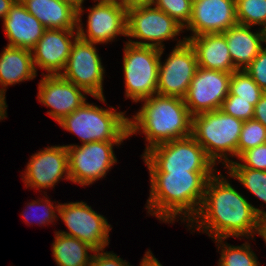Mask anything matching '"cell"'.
Instances as JSON below:
<instances>
[{
  "label": "cell",
  "instance_id": "11",
  "mask_svg": "<svg viewBox=\"0 0 266 266\" xmlns=\"http://www.w3.org/2000/svg\"><path fill=\"white\" fill-rule=\"evenodd\" d=\"M58 214L69 231L60 230L58 233L75 237L95 251L105 250L109 245L111 225L87 203L81 201L60 204Z\"/></svg>",
  "mask_w": 266,
  "mask_h": 266
},
{
  "label": "cell",
  "instance_id": "7",
  "mask_svg": "<svg viewBox=\"0 0 266 266\" xmlns=\"http://www.w3.org/2000/svg\"><path fill=\"white\" fill-rule=\"evenodd\" d=\"M123 73L125 80V99L133 102L157 94L160 57L164 48L138 46L125 43Z\"/></svg>",
  "mask_w": 266,
  "mask_h": 266
},
{
  "label": "cell",
  "instance_id": "36",
  "mask_svg": "<svg viewBox=\"0 0 266 266\" xmlns=\"http://www.w3.org/2000/svg\"><path fill=\"white\" fill-rule=\"evenodd\" d=\"M253 119L259 121L266 128V92L254 106Z\"/></svg>",
  "mask_w": 266,
  "mask_h": 266
},
{
  "label": "cell",
  "instance_id": "20",
  "mask_svg": "<svg viewBox=\"0 0 266 266\" xmlns=\"http://www.w3.org/2000/svg\"><path fill=\"white\" fill-rule=\"evenodd\" d=\"M185 38L195 51L198 67L227 73H232L237 70L231 60L226 37L223 33L204 34Z\"/></svg>",
  "mask_w": 266,
  "mask_h": 266
},
{
  "label": "cell",
  "instance_id": "34",
  "mask_svg": "<svg viewBox=\"0 0 266 266\" xmlns=\"http://www.w3.org/2000/svg\"><path fill=\"white\" fill-rule=\"evenodd\" d=\"M244 70L266 92V47L260 51Z\"/></svg>",
  "mask_w": 266,
  "mask_h": 266
},
{
  "label": "cell",
  "instance_id": "44",
  "mask_svg": "<svg viewBox=\"0 0 266 266\" xmlns=\"http://www.w3.org/2000/svg\"><path fill=\"white\" fill-rule=\"evenodd\" d=\"M262 30L264 35V43L266 44V26Z\"/></svg>",
  "mask_w": 266,
  "mask_h": 266
},
{
  "label": "cell",
  "instance_id": "31",
  "mask_svg": "<svg viewBox=\"0 0 266 266\" xmlns=\"http://www.w3.org/2000/svg\"><path fill=\"white\" fill-rule=\"evenodd\" d=\"M154 6L172 17L184 29L191 20L193 3L190 0H156Z\"/></svg>",
  "mask_w": 266,
  "mask_h": 266
},
{
  "label": "cell",
  "instance_id": "38",
  "mask_svg": "<svg viewBox=\"0 0 266 266\" xmlns=\"http://www.w3.org/2000/svg\"><path fill=\"white\" fill-rule=\"evenodd\" d=\"M156 0H124L122 3L127 9L139 6H153Z\"/></svg>",
  "mask_w": 266,
  "mask_h": 266
},
{
  "label": "cell",
  "instance_id": "21",
  "mask_svg": "<svg viewBox=\"0 0 266 266\" xmlns=\"http://www.w3.org/2000/svg\"><path fill=\"white\" fill-rule=\"evenodd\" d=\"M231 60L237 70H244L264 48L263 30L251 31V26L237 24L223 32Z\"/></svg>",
  "mask_w": 266,
  "mask_h": 266
},
{
  "label": "cell",
  "instance_id": "22",
  "mask_svg": "<svg viewBox=\"0 0 266 266\" xmlns=\"http://www.w3.org/2000/svg\"><path fill=\"white\" fill-rule=\"evenodd\" d=\"M46 29L77 30V8L64 0H20Z\"/></svg>",
  "mask_w": 266,
  "mask_h": 266
},
{
  "label": "cell",
  "instance_id": "6",
  "mask_svg": "<svg viewBox=\"0 0 266 266\" xmlns=\"http://www.w3.org/2000/svg\"><path fill=\"white\" fill-rule=\"evenodd\" d=\"M149 172H216L215 163L192 137L155 145L142 154Z\"/></svg>",
  "mask_w": 266,
  "mask_h": 266
},
{
  "label": "cell",
  "instance_id": "15",
  "mask_svg": "<svg viewBox=\"0 0 266 266\" xmlns=\"http://www.w3.org/2000/svg\"><path fill=\"white\" fill-rule=\"evenodd\" d=\"M22 181L26 188H54L63 179L70 180L68 150L65 145L47 146L28 161Z\"/></svg>",
  "mask_w": 266,
  "mask_h": 266
},
{
  "label": "cell",
  "instance_id": "2",
  "mask_svg": "<svg viewBox=\"0 0 266 266\" xmlns=\"http://www.w3.org/2000/svg\"><path fill=\"white\" fill-rule=\"evenodd\" d=\"M215 173L149 172L147 212L164 223H174L180 216L181 221L189 224L199 212L207 180Z\"/></svg>",
  "mask_w": 266,
  "mask_h": 266
},
{
  "label": "cell",
  "instance_id": "23",
  "mask_svg": "<svg viewBox=\"0 0 266 266\" xmlns=\"http://www.w3.org/2000/svg\"><path fill=\"white\" fill-rule=\"evenodd\" d=\"M37 76L32 52L19 47L6 46L0 54V90L6 94V87L29 81Z\"/></svg>",
  "mask_w": 266,
  "mask_h": 266
},
{
  "label": "cell",
  "instance_id": "12",
  "mask_svg": "<svg viewBox=\"0 0 266 266\" xmlns=\"http://www.w3.org/2000/svg\"><path fill=\"white\" fill-rule=\"evenodd\" d=\"M171 51L165 62L160 57L157 94L184 99L198 69L196 54L185 37Z\"/></svg>",
  "mask_w": 266,
  "mask_h": 266
},
{
  "label": "cell",
  "instance_id": "42",
  "mask_svg": "<svg viewBox=\"0 0 266 266\" xmlns=\"http://www.w3.org/2000/svg\"><path fill=\"white\" fill-rule=\"evenodd\" d=\"M260 236L263 238L266 244V219L262 221V228H261Z\"/></svg>",
  "mask_w": 266,
  "mask_h": 266
},
{
  "label": "cell",
  "instance_id": "35",
  "mask_svg": "<svg viewBox=\"0 0 266 266\" xmlns=\"http://www.w3.org/2000/svg\"><path fill=\"white\" fill-rule=\"evenodd\" d=\"M89 266H131L129 262L121 259L115 253L95 251Z\"/></svg>",
  "mask_w": 266,
  "mask_h": 266
},
{
  "label": "cell",
  "instance_id": "43",
  "mask_svg": "<svg viewBox=\"0 0 266 266\" xmlns=\"http://www.w3.org/2000/svg\"><path fill=\"white\" fill-rule=\"evenodd\" d=\"M95 1H108V2H123L124 0H93Z\"/></svg>",
  "mask_w": 266,
  "mask_h": 266
},
{
  "label": "cell",
  "instance_id": "14",
  "mask_svg": "<svg viewBox=\"0 0 266 266\" xmlns=\"http://www.w3.org/2000/svg\"><path fill=\"white\" fill-rule=\"evenodd\" d=\"M231 73L198 67L184 102L190 114L215 111L229 94Z\"/></svg>",
  "mask_w": 266,
  "mask_h": 266
},
{
  "label": "cell",
  "instance_id": "25",
  "mask_svg": "<svg viewBox=\"0 0 266 266\" xmlns=\"http://www.w3.org/2000/svg\"><path fill=\"white\" fill-rule=\"evenodd\" d=\"M224 240L225 238L214 239L218 250H221L218 266H259L258 257L248 241L240 246H233Z\"/></svg>",
  "mask_w": 266,
  "mask_h": 266
},
{
  "label": "cell",
  "instance_id": "18",
  "mask_svg": "<svg viewBox=\"0 0 266 266\" xmlns=\"http://www.w3.org/2000/svg\"><path fill=\"white\" fill-rule=\"evenodd\" d=\"M77 37V30L46 29L31 50L36 72L39 67L47 71L46 75H60Z\"/></svg>",
  "mask_w": 266,
  "mask_h": 266
},
{
  "label": "cell",
  "instance_id": "40",
  "mask_svg": "<svg viewBox=\"0 0 266 266\" xmlns=\"http://www.w3.org/2000/svg\"><path fill=\"white\" fill-rule=\"evenodd\" d=\"M6 94L0 90V120L7 118Z\"/></svg>",
  "mask_w": 266,
  "mask_h": 266
},
{
  "label": "cell",
  "instance_id": "24",
  "mask_svg": "<svg viewBox=\"0 0 266 266\" xmlns=\"http://www.w3.org/2000/svg\"><path fill=\"white\" fill-rule=\"evenodd\" d=\"M52 256L57 266H89L95 250L81 240L55 231Z\"/></svg>",
  "mask_w": 266,
  "mask_h": 266
},
{
  "label": "cell",
  "instance_id": "32",
  "mask_svg": "<svg viewBox=\"0 0 266 266\" xmlns=\"http://www.w3.org/2000/svg\"><path fill=\"white\" fill-rule=\"evenodd\" d=\"M224 113L243 121L253 119L254 106L252 101L238 99V96L228 94L222 102L221 108Z\"/></svg>",
  "mask_w": 266,
  "mask_h": 266
},
{
  "label": "cell",
  "instance_id": "9",
  "mask_svg": "<svg viewBox=\"0 0 266 266\" xmlns=\"http://www.w3.org/2000/svg\"><path fill=\"white\" fill-rule=\"evenodd\" d=\"M184 28L164 11L153 6L127 9V36L141 41L128 43L138 46L164 48L163 41L173 40Z\"/></svg>",
  "mask_w": 266,
  "mask_h": 266
},
{
  "label": "cell",
  "instance_id": "10",
  "mask_svg": "<svg viewBox=\"0 0 266 266\" xmlns=\"http://www.w3.org/2000/svg\"><path fill=\"white\" fill-rule=\"evenodd\" d=\"M95 46V43L77 37L60 76L84 89L88 95L105 103L103 95L105 68Z\"/></svg>",
  "mask_w": 266,
  "mask_h": 266
},
{
  "label": "cell",
  "instance_id": "39",
  "mask_svg": "<svg viewBox=\"0 0 266 266\" xmlns=\"http://www.w3.org/2000/svg\"><path fill=\"white\" fill-rule=\"evenodd\" d=\"M16 0H0V18L3 20Z\"/></svg>",
  "mask_w": 266,
  "mask_h": 266
},
{
  "label": "cell",
  "instance_id": "27",
  "mask_svg": "<svg viewBox=\"0 0 266 266\" xmlns=\"http://www.w3.org/2000/svg\"><path fill=\"white\" fill-rule=\"evenodd\" d=\"M264 91L257 85L246 70H236L231 73L229 94L238 96V99L252 101L255 106Z\"/></svg>",
  "mask_w": 266,
  "mask_h": 266
},
{
  "label": "cell",
  "instance_id": "37",
  "mask_svg": "<svg viewBox=\"0 0 266 266\" xmlns=\"http://www.w3.org/2000/svg\"><path fill=\"white\" fill-rule=\"evenodd\" d=\"M140 266H162V264L154 257L152 252L148 249L144 257L141 259Z\"/></svg>",
  "mask_w": 266,
  "mask_h": 266
},
{
  "label": "cell",
  "instance_id": "17",
  "mask_svg": "<svg viewBox=\"0 0 266 266\" xmlns=\"http://www.w3.org/2000/svg\"><path fill=\"white\" fill-rule=\"evenodd\" d=\"M238 24L235 0H199L193 3L192 16L185 30L189 37L223 33Z\"/></svg>",
  "mask_w": 266,
  "mask_h": 266
},
{
  "label": "cell",
  "instance_id": "30",
  "mask_svg": "<svg viewBox=\"0 0 266 266\" xmlns=\"http://www.w3.org/2000/svg\"><path fill=\"white\" fill-rule=\"evenodd\" d=\"M46 199L44 197L43 200H33L32 202L27 204V208L25 209V212L22 214L23 219L26 221V223H33L31 220H35L39 226L44 225V224H49V223H54V221H57L56 218H58L59 214H56L58 212L60 203L57 205H54L51 200L47 198V194H45ZM52 202V203H51ZM41 208V212L39 213ZM56 210V212H55ZM32 211H36L31 215ZM31 216V217H30ZM31 219H30V218ZM37 218V219H36ZM30 220V221H29ZM29 221V222H28Z\"/></svg>",
  "mask_w": 266,
  "mask_h": 266
},
{
  "label": "cell",
  "instance_id": "45",
  "mask_svg": "<svg viewBox=\"0 0 266 266\" xmlns=\"http://www.w3.org/2000/svg\"><path fill=\"white\" fill-rule=\"evenodd\" d=\"M192 3H194V2H197V1H199V0H190Z\"/></svg>",
  "mask_w": 266,
  "mask_h": 266
},
{
  "label": "cell",
  "instance_id": "28",
  "mask_svg": "<svg viewBox=\"0 0 266 266\" xmlns=\"http://www.w3.org/2000/svg\"><path fill=\"white\" fill-rule=\"evenodd\" d=\"M238 24L266 26V0H235ZM263 26V27H262Z\"/></svg>",
  "mask_w": 266,
  "mask_h": 266
},
{
  "label": "cell",
  "instance_id": "19",
  "mask_svg": "<svg viewBox=\"0 0 266 266\" xmlns=\"http://www.w3.org/2000/svg\"><path fill=\"white\" fill-rule=\"evenodd\" d=\"M3 30L9 42L7 46L32 50L43 36L46 28L25 8L20 0H16L2 20Z\"/></svg>",
  "mask_w": 266,
  "mask_h": 266
},
{
  "label": "cell",
  "instance_id": "16",
  "mask_svg": "<svg viewBox=\"0 0 266 266\" xmlns=\"http://www.w3.org/2000/svg\"><path fill=\"white\" fill-rule=\"evenodd\" d=\"M41 75L43 78L38 83L37 99L46 107L51 108L47 114L56 122L86 102L85 95L88 93L84 89L65 80L60 75H46L44 73Z\"/></svg>",
  "mask_w": 266,
  "mask_h": 266
},
{
  "label": "cell",
  "instance_id": "8",
  "mask_svg": "<svg viewBox=\"0 0 266 266\" xmlns=\"http://www.w3.org/2000/svg\"><path fill=\"white\" fill-rule=\"evenodd\" d=\"M121 143L123 141H97L65 145L68 150L70 181L88 186L105 177L117 163L113 147Z\"/></svg>",
  "mask_w": 266,
  "mask_h": 266
},
{
  "label": "cell",
  "instance_id": "4",
  "mask_svg": "<svg viewBox=\"0 0 266 266\" xmlns=\"http://www.w3.org/2000/svg\"><path fill=\"white\" fill-rule=\"evenodd\" d=\"M243 122L220 109L203 112L192 116L191 136L203 147L215 165L223 161L226 168L232 161L229 157H237Z\"/></svg>",
  "mask_w": 266,
  "mask_h": 266
},
{
  "label": "cell",
  "instance_id": "33",
  "mask_svg": "<svg viewBox=\"0 0 266 266\" xmlns=\"http://www.w3.org/2000/svg\"><path fill=\"white\" fill-rule=\"evenodd\" d=\"M238 159L243 163L232 160L228 166H244L249 169L266 171V143L244 151Z\"/></svg>",
  "mask_w": 266,
  "mask_h": 266
},
{
  "label": "cell",
  "instance_id": "5",
  "mask_svg": "<svg viewBox=\"0 0 266 266\" xmlns=\"http://www.w3.org/2000/svg\"><path fill=\"white\" fill-rule=\"evenodd\" d=\"M85 102L71 114L64 116L58 124L77 135L82 144L97 141H123L129 137V117L124 112L101 108Z\"/></svg>",
  "mask_w": 266,
  "mask_h": 266
},
{
  "label": "cell",
  "instance_id": "3",
  "mask_svg": "<svg viewBox=\"0 0 266 266\" xmlns=\"http://www.w3.org/2000/svg\"><path fill=\"white\" fill-rule=\"evenodd\" d=\"M141 102V109L129 119V136L139 131L145 135L144 153L155 145L191 136L192 115L184 99L155 94Z\"/></svg>",
  "mask_w": 266,
  "mask_h": 266
},
{
  "label": "cell",
  "instance_id": "41",
  "mask_svg": "<svg viewBox=\"0 0 266 266\" xmlns=\"http://www.w3.org/2000/svg\"><path fill=\"white\" fill-rule=\"evenodd\" d=\"M71 3L75 8H77V17H81L84 10H83V2L84 0H64Z\"/></svg>",
  "mask_w": 266,
  "mask_h": 266
},
{
  "label": "cell",
  "instance_id": "1",
  "mask_svg": "<svg viewBox=\"0 0 266 266\" xmlns=\"http://www.w3.org/2000/svg\"><path fill=\"white\" fill-rule=\"evenodd\" d=\"M266 212L256 208L230 182L216 172L207 180L198 214L186 225L213 239L260 236ZM195 223V224H194Z\"/></svg>",
  "mask_w": 266,
  "mask_h": 266
},
{
  "label": "cell",
  "instance_id": "13",
  "mask_svg": "<svg viewBox=\"0 0 266 266\" xmlns=\"http://www.w3.org/2000/svg\"><path fill=\"white\" fill-rule=\"evenodd\" d=\"M88 11L87 31L77 17V33L82 40L107 44L119 35L127 36V8L122 2L97 1Z\"/></svg>",
  "mask_w": 266,
  "mask_h": 266
},
{
  "label": "cell",
  "instance_id": "29",
  "mask_svg": "<svg viewBox=\"0 0 266 266\" xmlns=\"http://www.w3.org/2000/svg\"><path fill=\"white\" fill-rule=\"evenodd\" d=\"M265 143L266 128L254 119L244 121L237 146V158L244 151Z\"/></svg>",
  "mask_w": 266,
  "mask_h": 266
},
{
  "label": "cell",
  "instance_id": "26",
  "mask_svg": "<svg viewBox=\"0 0 266 266\" xmlns=\"http://www.w3.org/2000/svg\"><path fill=\"white\" fill-rule=\"evenodd\" d=\"M229 177L237 179L256 198L266 203V171L244 166H227Z\"/></svg>",
  "mask_w": 266,
  "mask_h": 266
}]
</instances>
